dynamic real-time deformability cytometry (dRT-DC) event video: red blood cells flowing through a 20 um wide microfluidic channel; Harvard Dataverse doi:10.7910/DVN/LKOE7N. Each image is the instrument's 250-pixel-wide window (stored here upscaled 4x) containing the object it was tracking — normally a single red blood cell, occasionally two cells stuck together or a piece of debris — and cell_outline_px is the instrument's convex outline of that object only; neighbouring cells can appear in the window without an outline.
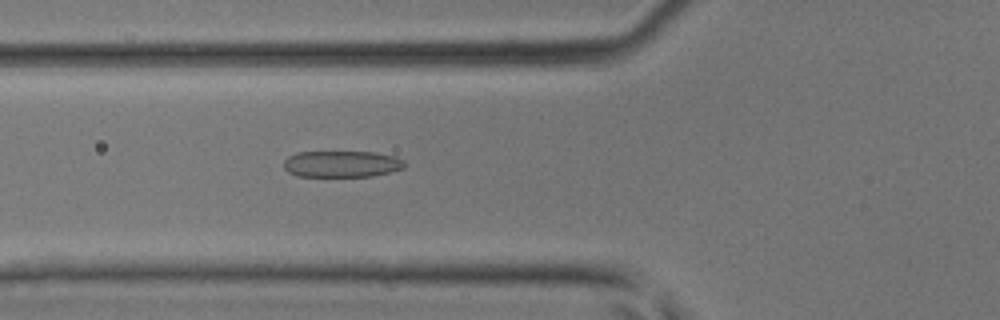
{"species": "common noctule bat (a hibernating species)", "species_latin": "Nyctalus noctula", "temperature_condition": "room temperature", "stored_images_in_passage": 44, "camera_frame_rate_fps": 3000, "um_per_image_px": 0.085, "animal": {"sex": "male", "body_mass_g": 17.9, "forearm_length_mm": 54.2}, "frame": {"image": 1, "passage_image": 17, "time_ms": 5.333, "image_size_px": [1000, 320], "cell_outline_px": [[404, 168], [372, 176], [296, 176], [288, 172], [284, 168], [284, 160], [288, 156], [296, 152], [376, 152], [396, 156], [404, 160]], "centroid_in_image_um": [29.03, 13.93], "position_along_channel_um": 96.8, "area_um2": 18.67}}
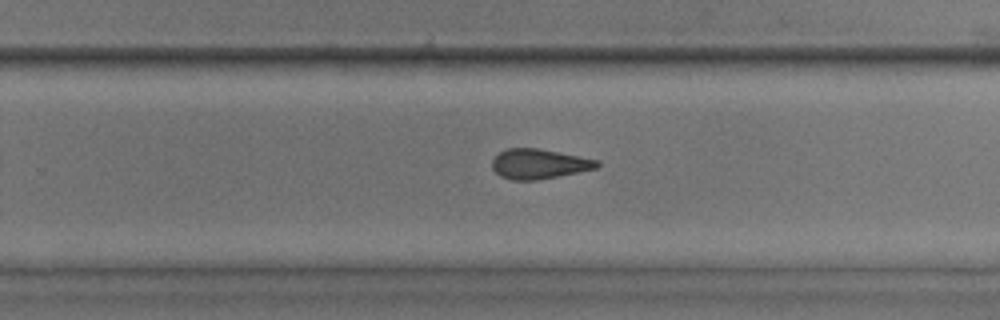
{"frame": {"image": 2, "passage_image": 29, "time_ms": 9.333, "image_size_px": [1000, 320], "cell_outline_px": [[600, 164], [596, 168], [536, 180], [512, 180], [500, 176], [492, 168], [492, 160], [500, 152], [508, 148], [536, 148], [596, 160]], "centroid_in_image_um": [45.74, 13.94], "position_along_channel_um": 284.1, "area_um2": 17.74}}
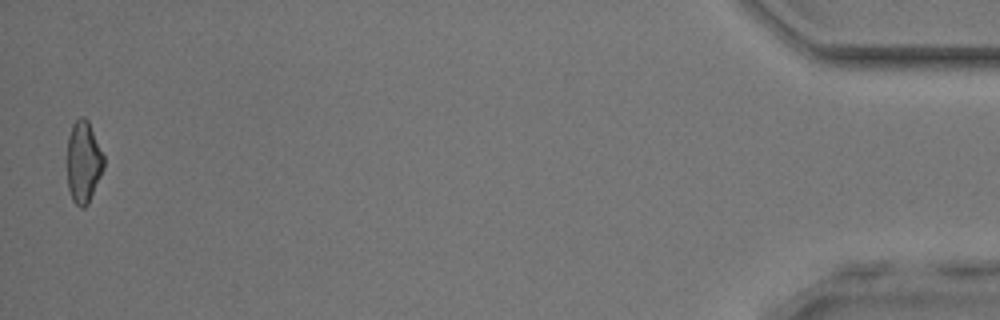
{"frame": {"image": 3, "passage_image": 44, "time_ms": 14.333, "image_size_px": [1000, 320], "cell_outline_px": [[104, 168], [88, 204], [84, 208], [80, 208], [72, 200], [68, 188], [68, 136], [72, 124], [80, 116], [84, 116], [88, 120], [104, 156]], "centroid_in_image_um": [7.1, 13.77], "position_along_channel_um": 428.1, "area_um2": 17.46}}